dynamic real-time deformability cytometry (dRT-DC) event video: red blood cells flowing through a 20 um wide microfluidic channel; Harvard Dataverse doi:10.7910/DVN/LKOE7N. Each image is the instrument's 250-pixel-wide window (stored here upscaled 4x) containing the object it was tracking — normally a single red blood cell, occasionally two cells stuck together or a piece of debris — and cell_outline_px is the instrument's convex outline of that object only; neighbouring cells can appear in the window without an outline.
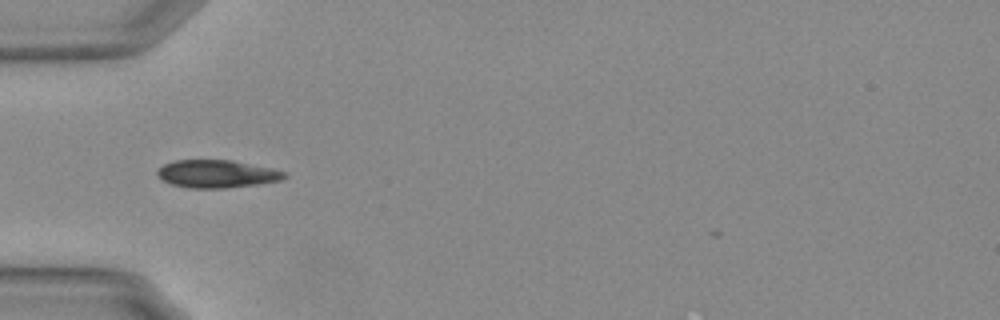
{"species": "Egyptian fruit bat (a non-hibernating species)", "species_latin": "Rousettus aegyptiacus", "temperature_condition": "warm", "stored_images_in_passage": 37, "camera_frame_rate_fps": 3000, "um_per_image_px": 0.085, "animal": {"sex": "female"}, "frame": {"image": 1, "passage_image": 1, "time_ms": 0.0, "image_size_px": [1000, 320], "cell_outline_px": [[288, 176], [280, 180], [256, 184], [224, 188], [188, 188], [172, 184], [164, 180], [156, 172], [156, 168], [164, 164], [176, 160], [232, 160], [272, 168], [284, 172]], "centroid_in_image_um": [18.41, 14.77], "position_along_channel_um": 66.6, "area_um2": 20.4}}
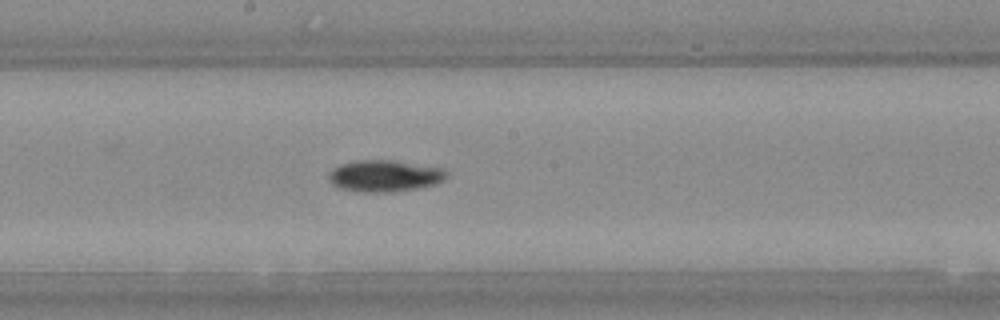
{"frame": {"image": 2, "passage_image": 13, "time_ms": 4.0, "image_size_px": [1000, 320], "cell_outline_px": [[448, 176], [444, 180], [436, 184], [396, 192], [364, 192], [340, 188], [332, 184], [328, 180], [328, 172], [332, 168], [340, 164], [356, 160], [396, 160], [440, 168], [448, 172]], "centroid_in_image_um": [32.67, 14.95], "position_along_channel_um": 215.5, "area_um2": 21.91}}
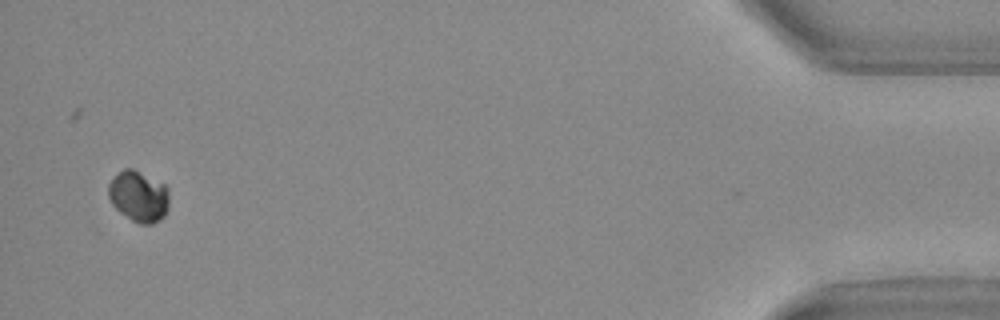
{"frame": {"image": 3, "passage_image": 36, "time_ms": 11.667, "image_size_px": [1000, 320], "cell_outline_px": [[168, 208], [164, 216], [160, 220], [152, 224], [140, 224], [132, 220], [120, 212], [112, 204], [108, 196], [108, 184], [124, 168], [132, 168], [164, 184], [168, 188]], "centroid_in_image_um": [11.79, 16.7], "position_along_channel_um": 423.4, "area_um2": 17.92}, "authors_computed_cell_mechanics": {"area_um2": 20.0566, "velocity_mm_per_s": 3.7417, "shape_relaxation_time_tau1_ms": 4.3132, "shape_relaxation_time_tau2_ms": null, "deformation_change_tau1": 0.0827, "deformation_change_tau2": null}}